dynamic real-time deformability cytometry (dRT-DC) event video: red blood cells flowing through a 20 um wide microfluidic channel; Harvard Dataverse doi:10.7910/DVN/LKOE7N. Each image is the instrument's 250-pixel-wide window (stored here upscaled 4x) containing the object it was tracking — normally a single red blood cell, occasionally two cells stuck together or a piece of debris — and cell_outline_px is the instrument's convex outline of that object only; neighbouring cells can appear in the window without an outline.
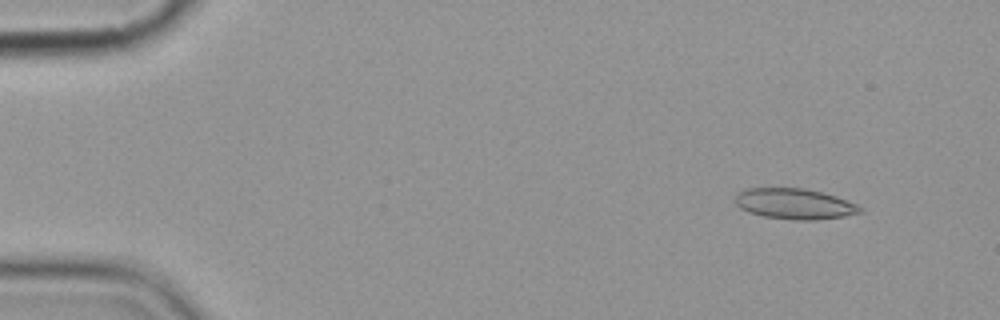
{"species": "common noctule bat (a hibernating species)", "species_latin": "Nyctalus noctula", "temperature_condition": "cold", "stored_images_in_passage": 4, "camera_frame_rate_fps": 3000, "um_per_image_px": 0.085, "animal": {"sex": "female", "body_mass_g": 19.9}, "frame": {"image": 1, "passage_image": 2, "time_ms": 1.0, "image_size_px": [1000, 320], "cell_outline_px": [[864, 212], [844, 216], [816, 220], [792, 220], [764, 216], [748, 212], [740, 208], [736, 204], [736, 196], [744, 188], [804, 188], [836, 196], [856, 204], [864, 208]], "centroid_in_image_um": [67.56, 17.33], "position_along_channel_um": 17.4, "area_um2": 22.31}}